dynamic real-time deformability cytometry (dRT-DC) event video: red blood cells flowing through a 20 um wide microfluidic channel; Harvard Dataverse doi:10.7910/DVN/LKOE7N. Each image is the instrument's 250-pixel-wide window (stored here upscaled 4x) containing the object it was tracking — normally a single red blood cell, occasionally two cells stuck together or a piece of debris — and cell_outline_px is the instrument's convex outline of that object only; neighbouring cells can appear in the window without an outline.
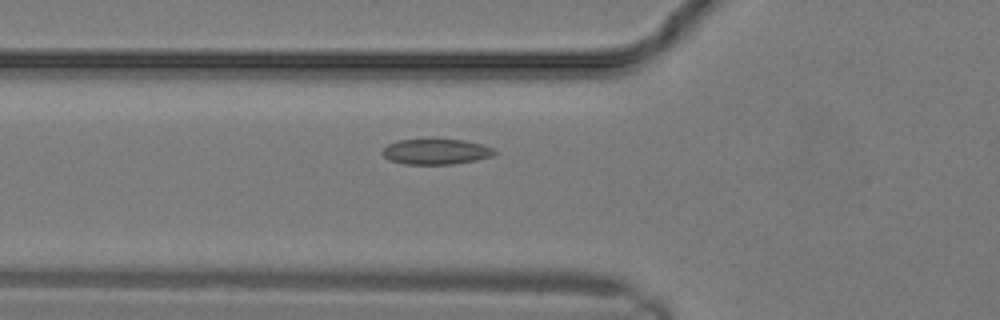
{"species": "common noctule bat (a hibernating species)", "species_latin": "Nyctalus noctula", "temperature_condition": "warm", "stored_images_in_passage": 7, "camera_frame_rate_fps": 3000, "um_per_image_px": 0.085, "animal": {"sex": "male", "body_mass_g": 19.2, "forearm_length_mm": 51.8}, "frame": {"image": 1, "passage_image": 2, "time_ms": 0.333, "image_size_px": [1000, 320], "cell_outline_px": [[496, 152], [492, 156], [476, 160], [452, 164], [404, 164], [388, 160], [380, 152], [388, 144], [396, 140], [464, 140], [480, 144], [492, 148]], "centroid_in_image_um": [37.01, 12.9], "position_along_channel_um": 88.8, "area_um2": 16.47}}
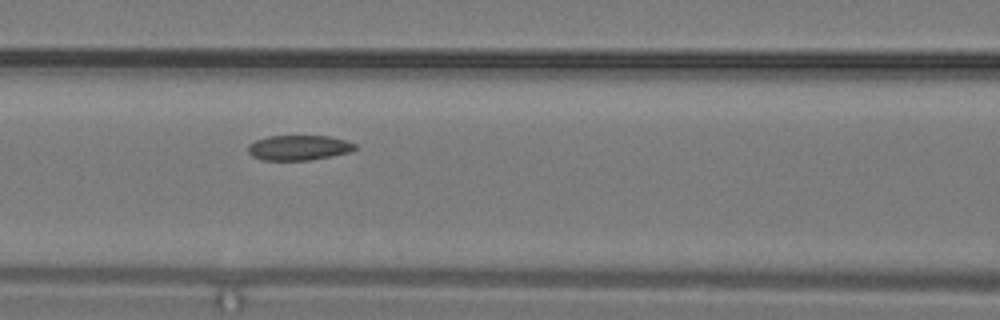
{"frame": {"image": 2, "passage_image": 4, "time_ms": 1.0, "image_size_px": [1000, 320], "cell_outline_px": [[356, 148], [352, 152], [332, 156], [308, 160], [260, 160], [252, 156], [248, 152], [248, 144], [256, 140], [268, 136], [328, 136], [344, 140], [356, 144]], "centroid_in_image_um": [25.38, 12.56], "position_along_channel_um": 141.2, "area_um2": 15.66}}
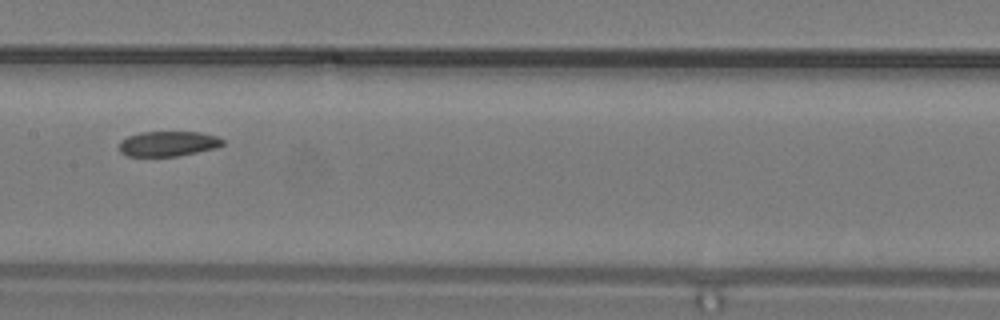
{"frame": {"image": 3, "passage_image": 6, "time_ms": 1.667, "image_size_px": [1000, 320], "cell_outline_px": [[224, 144], [216, 148], [180, 156], [128, 156], [120, 152], [120, 140], [128, 136], [140, 132], [200, 132], [216, 136], [224, 140]], "centroid_in_image_um": [14.3, 12.22], "position_along_channel_um": 193.1, "area_um2": 15.2}}